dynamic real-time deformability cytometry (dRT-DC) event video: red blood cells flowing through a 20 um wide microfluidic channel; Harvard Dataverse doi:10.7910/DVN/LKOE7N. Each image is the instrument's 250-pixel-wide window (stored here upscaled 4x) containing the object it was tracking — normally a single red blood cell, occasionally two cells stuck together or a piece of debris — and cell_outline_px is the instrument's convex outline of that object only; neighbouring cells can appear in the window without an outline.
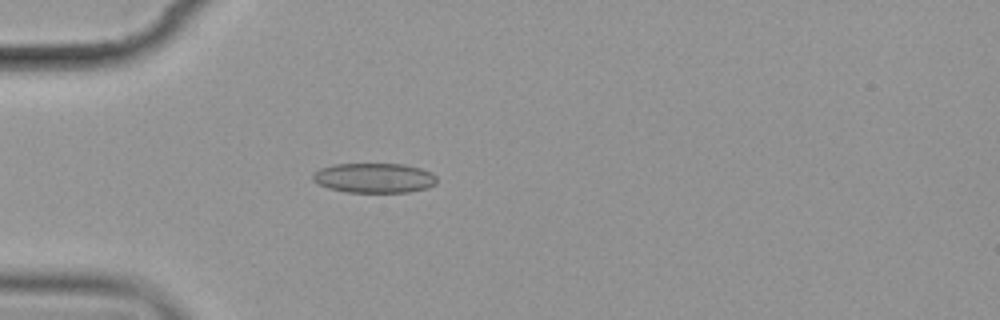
{"species": "common noctule bat (a hibernating species)", "species_latin": "Nyctalus noctula", "temperature_condition": "cold", "stored_images_in_passage": 2, "camera_frame_rate_fps": 3000, "um_per_image_px": 0.085, "animal": {"sex": "female", "body_mass_g": 19.9}, "frame": {"image": 1, "passage_image": 1, "time_ms": 0.0, "image_size_px": [1000, 320], "cell_outline_px": [[436, 184], [428, 188], [408, 192], [344, 192], [328, 188], [316, 184], [312, 180], [312, 172], [320, 168], [332, 164], [404, 164], [420, 168], [432, 172], [436, 176]], "centroid_in_image_um": [31.77, 15.12], "position_along_channel_um": 53.2, "area_um2": 21.85}}